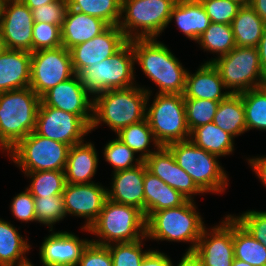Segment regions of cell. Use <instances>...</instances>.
Segmentation results:
<instances>
[{
    "label": "cell",
    "mask_w": 266,
    "mask_h": 266,
    "mask_svg": "<svg viewBox=\"0 0 266 266\" xmlns=\"http://www.w3.org/2000/svg\"><path fill=\"white\" fill-rule=\"evenodd\" d=\"M109 25L100 18L68 8L61 26L62 46L70 50L100 35Z\"/></svg>",
    "instance_id": "603a6c76"
},
{
    "label": "cell",
    "mask_w": 266,
    "mask_h": 266,
    "mask_svg": "<svg viewBox=\"0 0 266 266\" xmlns=\"http://www.w3.org/2000/svg\"><path fill=\"white\" fill-rule=\"evenodd\" d=\"M202 49L217 53L220 57L236 47L232 27L229 24L211 23L198 38Z\"/></svg>",
    "instance_id": "e575fe53"
},
{
    "label": "cell",
    "mask_w": 266,
    "mask_h": 266,
    "mask_svg": "<svg viewBox=\"0 0 266 266\" xmlns=\"http://www.w3.org/2000/svg\"><path fill=\"white\" fill-rule=\"evenodd\" d=\"M68 1L61 0L52 2L41 7L32 9L34 23H48L52 25L62 26L66 13L68 11Z\"/></svg>",
    "instance_id": "ee69618b"
},
{
    "label": "cell",
    "mask_w": 266,
    "mask_h": 266,
    "mask_svg": "<svg viewBox=\"0 0 266 266\" xmlns=\"http://www.w3.org/2000/svg\"><path fill=\"white\" fill-rule=\"evenodd\" d=\"M31 52L7 49L0 57V93L29 87Z\"/></svg>",
    "instance_id": "cb8c5ba5"
},
{
    "label": "cell",
    "mask_w": 266,
    "mask_h": 266,
    "mask_svg": "<svg viewBox=\"0 0 266 266\" xmlns=\"http://www.w3.org/2000/svg\"><path fill=\"white\" fill-rule=\"evenodd\" d=\"M250 6L266 24V0H251Z\"/></svg>",
    "instance_id": "f5cc1de1"
},
{
    "label": "cell",
    "mask_w": 266,
    "mask_h": 266,
    "mask_svg": "<svg viewBox=\"0 0 266 266\" xmlns=\"http://www.w3.org/2000/svg\"><path fill=\"white\" fill-rule=\"evenodd\" d=\"M176 2L177 0H122L121 13H125V16H121L118 26L127 40L156 38L169 24Z\"/></svg>",
    "instance_id": "52a82bcc"
},
{
    "label": "cell",
    "mask_w": 266,
    "mask_h": 266,
    "mask_svg": "<svg viewBox=\"0 0 266 266\" xmlns=\"http://www.w3.org/2000/svg\"><path fill=\"white\" fill-rule=\"evenodd\" d=\"M177 266H203V263L193 252H186Z\"/></svg>",
    "instance_id": "816d5d0a"
},
{
    "label": "cell",
    "mask_w": 266,
    "mask_h": 266,
    "mask_svg": "<svg viewBox=\"0 0 266 266\" xmlns=\"http://www.w3.org/2000/svg\"><path fill=\"white\" fill-rule=\"evenodd\" d=\"M259 52L260 64L263 72L266 74V26L263 31V35L257 46Z\"/></svg>",
    "instance_id": "f907efd6"
},
{
    "label": "cell",
    "mask_w": 266,
    "mask_h": 266,
    "mask_svg": "<svg viewBox=\"0 0 266 266\" xmlns=\"http://www.w3.org/2000/svg\"><path fill=\"white\" fill-rule=\"evenodd\" d=\"M207 62L217 68L225 87L231 94L259 88L266 79L257 47H234L228 54Z\"/></svg>",
    "instance_id": "9c48e42d"
},
{
    "label": "cell",
    "mask_w": 266,
    "mask_h": 266,
    "mask_svg": "<svg viewBox=\"0 0 266 266\" xmlns=\"http://www.w3.org/2000/svg\"><path fill=\"white\" fill-rule=\"evenodd\" d=\"M91 240L79 239L69 232H54L45 237L40 247L43 266H77Z\"/></svg>",
    "instance_id": "ffe728a7"
},
{
    "label": "cell",
    "mask_w": 266,
    "mask_h": 266,
    "mask_svg": "<svg viewBox=\"0 0 266 266\" xmlns=\"http://www.w3.org/2000/svg\"><path fill=\"white\" fill-rule=\"evenodd\" d=\"M34 131L71 147L83 142V137L91 132V127L78 115L48 107L41 101Z\"/></svg>",
    "instance_id": "4fadbf2b"
},
{
    "label": "cell",
    "mask_w": 266,
    "mask_h": 266,
    "mask_svg": "<svg viewBox=\"0 0 266 266\" xmlns=\"http://www.w3.org/2000/svg\"><path fill=\"white\" fill-rule=\"evenodd\" d=\"M7 50L6 45L0 35V57L2 56V54Z\"/></svg>",
    "instance_id": "9f6ffc18"
},
{
    "label": "cell",
    "mask_w": 266,
    "mask_h": 266,
    "mask_svg": "<svg viewBox=\"0 0 266 266\" xmlns=\"http://www.w3.org/2000/svg\"><path fill=\"white\" fill-rule=\"evenodd\" d=\"M99 236L101 240H91L92 243L107 246L115 243L133 242L146 239V217L144 213L133 206L118 204L106 200L96 221L83 228Z\"/></svg>",
    "instance_id": "5b68a950"
},
{
    "label": "cell",
    "mask_w": 266,
    "mask_h": 266,
    "mask_svg": "<svg viewBox=\"0 0 266 266\" xmlns=\"http://www.w3.org/2000/svg\"><path fill=\"white\" fill-rule=\"evenodd\" d=\"M141 266H174L171 259L159 251L150 250L144 257Z\"/></svg>",
    "instance_id": "c3c4849f"
},
{
    "label": "cell",
    "mask_w": 266,
    "mask_h": 266,
    "mask_svg": "<svg viewBox=\"0 0 266 266\" xmlns=\"http://www.w3.org/2000/svg\"><path fill=\"white\" fill-rule=\"evenodd\" d=\"M97 151L94 144L78 143L70 147L65 167V181L70 184L93 183L98 165Z\"/></svg>",
    "instance_id": "d4e9b609"
},
{
    "label": "cell",
    "mask_w": 266,
    "mask_h": 266,
    "mask_svg": "<svg viewBox=\"0 0 266 266\" xmlns=\"http://www.w3.org/2000/svg\"><path fill=\"white\" fill-rule=\"evenodd\" d=\"M144 161L136 167L114 172L111 190L107 199L136 207L144 213Z\"/></svg>",
    "instance_id": "44dd1931"
},
{
    "label": "cell",
    "mask_w": 266,
    "mask_h": 266,
    "mask_svg": "<svg viewBox=\"0 0 266 266\" xmlns=\"http://www.w3.org/2000/svg\"><path fill=\"white\" fill-rule=\"evenodd\" d=\"M41 101L48 107L78 115L90 127L92 125L94 99H89V93L77 74L51 88Z\"/></svg>",
    "instance_id": "2e32d148"
},
{
    "label": "cell",
    "mask_w": 266,
    "mask_h": 266,
    "mask_svg": "<svg viewBox=\"0 0 266 266\" xmlns=\"http://www.w3.org/2000/svg\"><path fill=\"white\" fill-rule=\"evenodd\" d=\"M261 87L266 91V79H265L264 82L262 83Z\"/></svg>",
    "instance_id": "91938a15"
},
{
    "label": "cell",
    "mask_w": 266,
    "mask_h": 266,
    "mask_svg": "<svg viewBox=\"0 0 266 266\" xmlns=\"http://www.w3.org/2000/svg\"><path fill=\"white\" fill-rule=\"evenodd\" d=\"M144 163L150 173L180 192L188 200H193L194 194H203L185 170L178 166L173 154L166 146L157 149Z\"/></svg>",
    "instance_id": "d6986e66"
},
{
    "label": "cell",
    "mask_w": 266,
    "mask_h": 266,
    "mask_svg": "<svg viewBox=\"0 0 266 266\" xmlns=\"http://www.w3.org/2000/svg\"><path fill=\"white\" fill-rule=\"evenodd\" d=\"M194 200L174 208H166L146 216V237L158 240L191 242L186 252H193L205 224L196 212Z\"/></svg>",
    "instance_id": "277c9868"
},
{
    "label": "cell",
    "mask_w": 266,
    "mask_h": 266,
    "mask_svg": "<svg viewBox=\"0 0 266 266\" xmlns=\"http://www.w3.org/2000/svg\"><path fill=\"white\" fill-rule=\"evenodd\" d=\"M30 10L61 0H21Z\"/></svg>",
    "instance_id": "db71d44e"
},
{
    "label": "cell",
    "mask_w": 266,
    "mask_h": 266,
    "mask_svg": "<svg viewBox=\"0 0 266 266\" xmlns=\"http://www.w3.org/2000/svg\"><path fill=\"white\" fill-rule=\"evenodd\" d=\"M266 24L250 6H242L231 27L238 47H257Z\"/></svg>",
    "instance_id": "83f0119b"
},
{
    "label": "cell",
    "mask_w": 266,
    "mask_h": 266,
    "mask_svg": "<svg viewBox=\"0 0 266 266\" xmlns=\"http://www.w3.org/2000/svg\"><path fill=\"white\" fill-rule=\"evenodd\" d=\"M188 199L147 170L144 175V215L181 206Z\"/></svg>",
    "instance_id": "484cf974"
},
{
    "label": "cell",
    "mask_w": 266,
    "mask_h": 266,
    "mask_svg": "<svg viewBox=\"0 0 266 266\" xmlns=\"http://www.w3.org/2000/svg\"><path fill=\"white\" fill-rule=\"evenodd\" d=\"M204 228L193 253L203 266H232L234 260L233 215H227L221 225L208 233Z\"/></svg>",
    "instance_id": "9a60e30c"
},
{
    "label": "cell",
    "mask_w": 266,
    "mask_h": 266,
    "mask_svg": "<svg viewBox=\"0 0 266 266\" xmlns=\"http://www.w3.org/2000/svg\"><path fill=\"white\" fill-rule=\"evenodd\" d=\"M234 258L252 266H266V247L233 218Z\"/></svg>",
    "instance_id": "1f68e13d"
},
{
    "label": "cell",
    "mask_w": 266,
    "mask_h": 266,
    "mask_svg": "<svg viewBox=\"0 0 266 266\" xmlns=\"http://www.w3.org/2000/svg\"><path fill=\"white\" fill-rule=\"evenodd\" d=\"M156 39L132 40L135 62L159 87V94L183 95L187 71L170 49Z\"/></svg>",
    "instance_id": "7a4b0ae2"
},
{
    "label": "cell",
    "mask_w": 266,
    "mask_h": 266,
    "mask_svg": "<svg viewBox=\"0 0 266 266\" xmlns=\"http://www.w3.org/2000/svg\"><path fill=\"white\" fill-rule=\"evenodd\" d=\"M36 221L50 226L66 217L67 213L62 195L34 197Z\"/></svg>",
    "instance_id": "f35d334b"
},
{
    "label": "cell",
    "mask_w": 266,
    "mask_h": 266,
    "mask_svg": "<svg viewBox=\"0 0 266 266\" xmlns=\"http://www.w3.org/2000/svg\"><path fill=\"white\" fill-rule=\"evenodd\" d=\"M233 139L231 134L221 130L214 122L193 129L189 137L196 146L219 157L233 152Z\"/></svg>",
    "instance_id": "f1b7e54d"
},
{
    "label": "cell",
    "mask_w": 266,
    "mask_h": 266,
    "mask_svg": "<svg viewBox=\"0 0 266 266\" xmlns=\"http://www.w3.org/2000/svg\"><path fill=\"white\" fill-rule=\"evenodd\" d=\"M11 212L21 221H36L35 202L32 194L26 189L13 198Z\"/></svg>",
    "instance_id": "7dc6e473"
},
{
    "label": "cell",
    "mask_w": 266,
    "mask_h": 266,
    "mask_svg": "<svg viewBox=\"0 0 266 266\" xmlns=\"http://www.w3.org/2000/svg\"><path fill=\"white\" fill-rule=\"evenodd\" d=\"M232 1H235L242 6H247V5H250V3H251V0H232Z\"/></svg>",
    "instance_id": "6f0895ef"
},
{
    "label": "cell",
    "mask_w": 266,
    "mask_h": 266,
    "mask_svg": "<svg viewBox=\"0 0 266 266\" xmlns=\"http://www.w3.org/2000/svg\"><path fill=\"white\" fill-rule=\"evenodd\" d=\"M70 146L38 135L35 131L20 140L9 152L23 172L64 171Z\"/></svg>",
    "instance_id": "8fae6325"
},
{
    "label": "cell",
    "mask_w": 266,
    "mask_h": 266,
    "mask_svg": "<svg viewBox=\"0 0 266 266\" xmlns=\"http://www.w3.org/2000/svg\"><path fill=\"white\" fill-rule=\"evenodd\" d=\"M17 266H34V265L31 264L30 261H27V262H25V263H23V264H19V265H17Z\"/></svg>",
    "instance_id": "680465c9"
},
{
    "label": "cell",
    "mask_w": 266,
    "mask_h": 266,
    "mask_svg": "<svg viewBox=\"0 0 266 266\" xmlns=\"http://www.w3.org/2000/svg\"><path fill=\"white\" fill-rule=\"evenodd\" d=\"M173 18L183 34L194 41H197L212 23L199 0H177L170 21Z\"/></svg>",
    "instance_id": "4316f807"
},
{
    "label": "cell",
    "mask_w": 266,
    "mask_h": 266,
    "mask_svg": "<svg viewBox=\"0 0 266 266\" xmlns=\"http://www.w3.org/2000/svg\"><path fill=\"white\" fill-rule=\"evenodd\" d=\"M142 240L107 245L113 266H141L144 257L150 251L142 252Z\"/></svg>",
    "instance_id": "ab89813d"
},
{
    "label": "cell",
    "mask_w": 266,
    "mask_h": 266,
    "mask_svg": "<svg viewBox=\"0 0 266 266\" xmlns=\"http://www.w3.org/2000/svg\"><path fill=\"white\" fill-rule=\"evenodd\" d=\"M117 138L127 145L135 153L141 152L139 158L145 161L152 153L156 151H150L147 149L150 142H154L156 149L161 146L157 143L153 131L151 130L147 119L126 126L117 133ZM152 139V140H151Z\"/></svg>",
    "instance_id": "d6a6232c"
},
{
    "label": "cell",
    "mask_w": 266,
    "mask_h": 266,
    "mask_svg": "<svg viewBox=\"0 0 266 266\" xmlns=\"http://www.w3.org/2000/svg\"><path fill=\"white\" fill-rule=\"evenodd\" d=\"M77 266H113L109 248L90 242L84 249Z\"/></svg>",
    "instance_id": "bcb514c9"
},
{
    "label": "cell",
    "mask_w": 266,
    "mask_h": 266,
    "mask_svg": "<svg viewBox=\"0 0 266 266\" xmlns=\"http://www.w3.org/2000/svg\"><path fill=\"white\" fill-rule=\"evenodd\" d=\"M226 89L220 73L212 62H206L194 74L187 71L184 99H205L221 101L227 98L230 91Z\"/></svg>",
    "instance_id": "7402d4cb"
},
{
    "label": "cell",
    "mask_w": 266,
    "mask_h": 266,
    "mask_svg": "<svg viewBox=\"0 0 266 266\" xmlns=\"http://www.w3.org/2000/svg\"><path fill=\"white\" fill-rule=\"evenodd\" d=\"M29 249L28 241L23 239L16 227L0 219V266H17L27 262L24 255Z\"/></svg>",
    "instance_id": "4dcf8cb0"
},
{
    "label": "cell",
    "mask_w": 266,
    "mask_h": 266,
    "mask_svg": "<svg viewBox=\"0 0 266 266\" xmlns=\"http://www.w3.org/2000/svg\"><path fill=\"white\" fill-rule=\"evenodd\" d=\"M233 218L258 242L266 247V211H247Z\"/></svg>",
    "instance_id": "f6af8a7d"
},
{
    "label": "cell",
    "mask_w": 266,
    "mask_h": 266,
    "mask_svg": "<svg viewBox=\"0 0 266 266\" xmlns=\"http://www.w3.org/2000/svg\"><path fill=\"white\" fill-rule=\"evenodd\" d=\"M62 46L61 27L48 23H34L32 33V52L54 49Z\"/></svg>",
    "instance_id": "7bdbcfd3"
},
{
    "label": "cell",
    "mask_w": 266,
    "mask_h": 266,
    "mask_svg": "<svg viewBox=\"0 0 266 266\" xmlns=\"http://www.w3.org/2000/svg\"><path fill=\"white\" fill-rule=\"evenodd\" d=\"M166 147L203 193H220L228 186L227 174L217 160L219 156L199 148L190 140L173 142Z\"/></svg>",
    "instance_id": "ba28073f"
},
{
    "label": "cell",
    "mask_w": 266,
    "mask_h": 266,
    "mask_svg": "<svg viewBox=\"0 0 266 266\" xmlns=\"http://www.w3.org/2000/svg\"><path fill=\"white\" fill-rule=\"evenodd\" d=\"M103 154L105 160L114 167L113 172L130 169L143 162L139 157L135 159V152L118 138L106 144Z\"/></svg>",
    "instance_id": "60d3db41"
},
{
    "label": "cell",
    "mask_w": 266,
    "mask_h": 266,
    "mask_svg": "<svg viewBox=\"0 0 266 266\" xmlns=\"http://www.w3.org/2000/svg\"><path fill=\"white\" fill-rule=\"evenodd\" d=\"M4 0H0V17H1V11H2V4H3Z\"/></svg>",
    "instance_id": "94428289"
},
{
    "label": "cell",
    "mask_w": 266,
    "mask_h": 266,
    "mask_svg": "<svg viewBox=\"0 0 266 266\" xmlns=\"http://www.w3.org/2000/svg\"><path fill=\"white\" fill-rule=\"evenodd\" d=\"M67 214L86 218L83 228L96 221L107 200V189L98 183L70 184L66 183L62 194Z\"/></svg>",
    "instance_id": "ac0fdd59"
},
{
    "label": "cell",
    "mask_w": 266,
    "mask_h": 266,
    "mask_svg": "<svg viewBox=\"0 0 266 266\" xmlns=\"http://www.w3.org/2000/svg\"><path fill=\"white\" fill-rule=\"evenodd\" d=\"M24 173L32 178L29 188L26 189L33 197L44 198L63 194L66 184L64 171L46 170Z\"/></svg>",
    "instance_id": "d590c367"
},
{
    "label": "cell",
    "mask_w": 266,
    "mask_h": 266,
    "mask_svg": "<svg viewBox=\"0 0 266 266\" xmlns=\"http://www.w3.org/2000/svg\"><path fill=\"white\" fill-rule=\"evenodd\" d=\"M69 9L94 16L109 26H118L122 13V0H67Z\"/></svg>",
    "instance_id": "836d02e7"
},
{
    "label": "cell",
    "mask_w": 266,
    "mask_h": 266,
    "mask_svg": "<svg viewBox=\"0 0 266 266\" xmlns=\"http://www.w3.org/2000/svg\"><path fill=\"white\" fill-rule=\"evenodd\" d=\"M150 90L136 85L126 89L107 90L94 96L91 130L103 121L115 133L146 118Z\"/></svg>",
    "instance_id": "6da1fadb"
},
{
    "label": "cell",
    "mask_w": 266,
    "mask_h": 266,
    "mask_svg": "<svg viewBox=\"0 0 266 266\" xmlns=\"http://www.w3.org/2000/svg\"><path fill=\"white\" fill-rule=\"evenodd\" d=\"M41 98L30 88L0 93V146L10 151L35 130Z\"/></svg>",
    "instance_id": "3957f363"
},
{
    "label": "cell",
    "mask_w": 266,
    "mask_h": 266,
    "mask_svg": "<svg viewBox=\"0 0 266 266\" xmlns=\"http://www.w3.org/2000/svg\"><path fill=\"white\" fill-rule=\"evenodd\" d=\"M260 181L266 186V157L248 159Z\"/></svg>",
    "instance_id": "681fc988"
},
{
    "label": "cell",
    "mask_w": 266,
    "mask_h": 266,
    "mask_svg": "<svg viewBox=\"0 0 266 266\" xmlns=\"http://www.w3.org/2000/svg\"><path fill=\"white\" fill-rule=\"evenodd\" d=\"M146 119L160 146L189 140L190 130L186 121L182 94H159L146 108Z\"/></svg>",
    "instance_id": "30bf717a"
},
{
    "label": "cell",
    "mask_w": 266,
    "mask_h": 266,
    "mask_svg": "<svg viewBox=\"0 0 266 266\" xmlns=\"http://www.w3.org/2000/svg\"><path fill=\"white\" fill-rule=\"evenodd\" d=\"M32 11L21 0H4L0 17V35L7 49L32 53Z\"/></svg>",
    "instance_id": "5bb4252c"
},
{
    "label": "cell",
    "mask_w": 266,
    "mask_h": 266,
    "mask_svg": "<svg viewBox=\"0 0 266 266\" xmlns=\"http://www.w3.org/2000/svg\"><path fill=\"white\" fill-rule=\"evenodd\" d=\"M134 62L132 40H128L110 58L86 67L78 76L93 96L107 90L126 89L134 86Z\"/></svg>",
    "instance_id": "8992f818"
},
{
    "label": "cell",
    "mask_w": 266,
    "mask_h": 266,
    "mask_svg": "<svg viewBox=\"0 0 266 266\" xmlns=\"http://www.w3.org/2000/svg\"><path fill=\"white\" fill-rule=\"evenodd\" d=\"M232 266H252L244 261L234 258Z\"/></svg>",
    "instance_id": "11a10c76"
},
{
    "label": "cell",
    "mask_w": 266,
    "mask_h": 266,
    "mask_svg": "<svg viewBox=\"0 0 266 266\" xmlns=\"http://www.w3.org/2000/svg\"><path fill=\"white\" fill-rule=\"evenodd\" d=\"M127 41L119 26H109L100 35L74 46L70 49L74 73L78 75L86 67L110 58Z\"/></svg>",
    "instance_id": "e0dca14e"
},
{
    "label": "cell",
    "mask_w": 266,
    "mask_h": 266,
    "mask_svg": "<svg viewBox=\"0 0 266 266\" xmlns=\"http://www.w3.org/2000/svg\"><path fill=\"white\" fill-rule=\"evenodd\" d=\"M212 23L231 25L242 7L232 0H199Z\"/></svg>",
    "instance_id": "b9f144b4"
},
{
    "label": "cell",
    "mask_w": 266,
    "mask_h": 266,
    "mask_svg": "<svg viewBox=\"0 0 266 266\" xmlns=\"http://www.w3.org/2000/svg\"><path fill=\"white\" fill-rule=\"evenodd\" d=\"M219 102L205 99H184L186 121L190 132L199 126L213 122Z\"/></svg>",
    "instance_id": "74e56055"
},
{
    "label": "cell",
    "mask_w": 266,
    "mask_h": 266,
    "mask_svg": "<svg viewBox=\"0 0 266 266\" xmlns=\"http://www.w3.org/2000/svg\"><path fill=\"white\" fill-rule=\"evenodd\" d=\"M213 122L233 137L246 132L245 110L241 95L230 94L227 98L221 100Z\"/></svg>",
    "instance_id": "f546056e"
},
{
    "label": "cell",
    "mask_w": 266,
    "mask_h": 266,
    "mask_svg": "<svg viewBox=\"0 0 266 266\" xmlns=\"http://www.w3.org/2000/svg\"><path fill=\"white\" fill-rule=\"evenodd\" d=\"M74 75L70 50L64 46L31 53L29 87L40 98L51 88Z\"/></svg>",
    "instance_id": "7c38bea8"
},
{
    "label": "cell",
    "mask_w": 266,
    "mask_h": 266,
    "mask_svg": "<svg viewBox=\"0 0 266 266\" xmlns=\"http://www.w3.org/2000/svg\"><path fill=\"white\" fill-rule=\"evenodd\" d=\"M245 110L247 131L256 128L266 130V91L255 88L240 94Z\"/></svg>",
    "instance_id": "8d00e7d4"
}]
</instances>
